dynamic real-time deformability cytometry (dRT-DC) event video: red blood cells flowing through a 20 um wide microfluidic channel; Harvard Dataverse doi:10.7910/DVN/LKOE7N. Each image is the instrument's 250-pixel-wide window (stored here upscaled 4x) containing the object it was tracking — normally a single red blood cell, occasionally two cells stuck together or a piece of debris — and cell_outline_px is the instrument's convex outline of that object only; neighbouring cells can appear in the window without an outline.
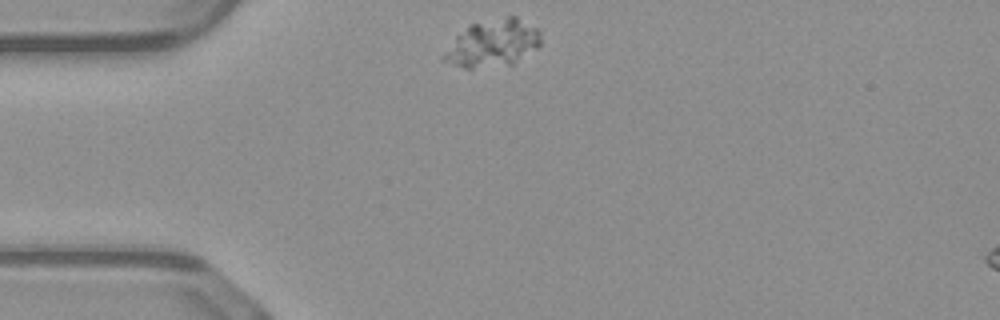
{"species": "common noctule bat (a hibernating species)", "species_latin": "Nyctalus noctula", "temperature_condition": "warm", "stored_images_in_passage": 40, "camera_frame_rate_fps": 3000, "um_per_image_px": 0.085, "animal": {"sex": "male", "body_mass_g": 23.1, "forearm_length_mm": 52.7}, "frame": {"image": 1, "passage_image": 1, "time_ms": 0.0, "image_size_px": [1000, 320], "cell_outline_px": [[540, 44], [536, 48], [512, 64], [472, 68], [464, 68], [440, 60], [440, 56], [456, 36], [472, 24], [508, 16], [516, 16], [536, 28], [540, 32]], "centroid_in_image_um": [41.85, 3.69], "position_along_channel_um": 43.1, "area_um2": 26.18}}
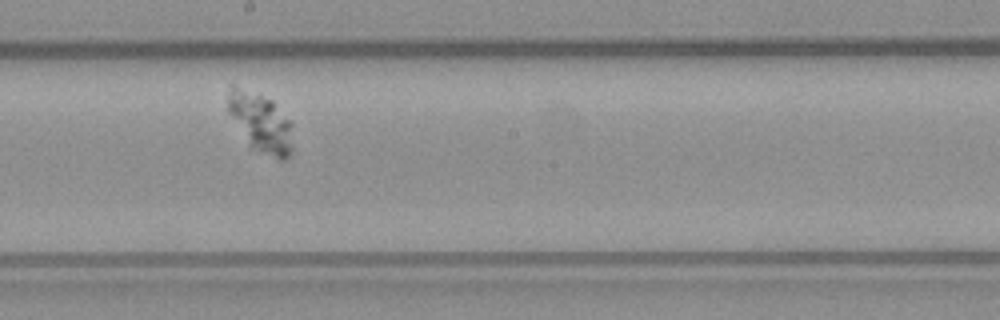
{"frame": {"image": 2, "passage_image": 17, "time_ms": 5.333, "image_size_px": [1000, 320], "cell_outline_px": [[292, 152], [284, 160], [280, 160], [248, 148], [228, 112], [228, 96], [232, 84], [272, 100], [292, 124]], "centroid_in_image_um": [22.15, 10.47], "position_along_channel_um": 226.1, "area_um2": 22.66}}
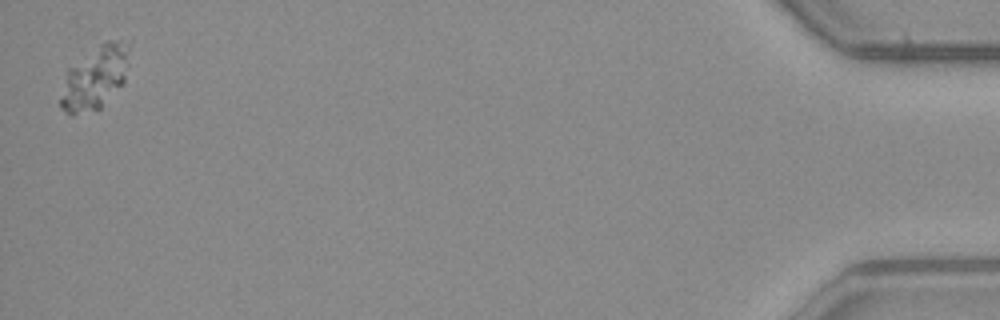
{"frame": {"image": 3, "passage_image": 40, "time_ms": 13.0, "image_size_px": [1000, 320], "cell_outline_px": [[132, 40], [128, 64], [124, 84], [100, 108], [76, 112], [68, 112], [60, 104], [60, 100], [68, 68], [100, 44], [108, 40]], "centroid_in_image_um": [8.18, 6.51], "position_along_channel_um": 427.0, "area_um2": 24.91}}